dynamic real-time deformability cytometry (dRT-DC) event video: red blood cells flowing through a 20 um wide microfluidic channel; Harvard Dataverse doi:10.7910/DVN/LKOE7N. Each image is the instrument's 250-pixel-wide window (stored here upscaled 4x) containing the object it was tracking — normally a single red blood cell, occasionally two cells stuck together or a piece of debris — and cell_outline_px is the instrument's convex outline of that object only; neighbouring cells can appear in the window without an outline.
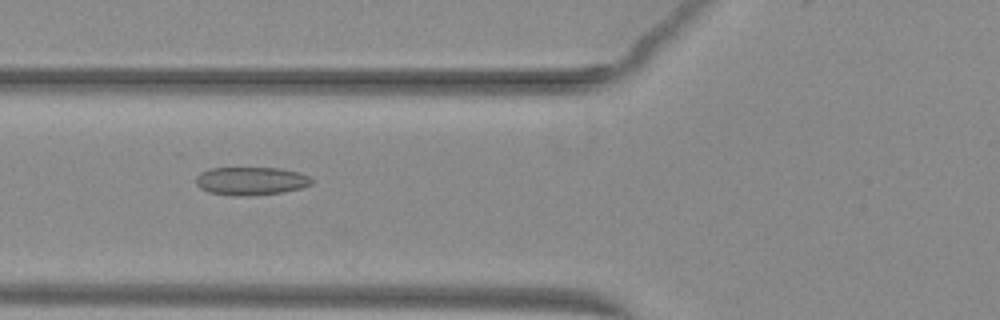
{"species": "common noctule bat (a hibernating species)", "species_latin": "Nyctalus noctula", "temperature_condition": "warm", "stored_images_in_passage": 42, "camera_frame_rate_fps": 3000, "um_per_image_px": 0.085, "animal": {"sex": "female", "body_mass_g": 29.2, "forearm_length_mm": 56.3}, "frame": {"image": 1, "passage_image": 11, "time_ms": 3.333, "image_size_px": [1000, 320], "cell_outline_px": [[312, 184], [300, 188], [280, 192], [248, 196], [240, 196], [208, 192], [200, 188], [196, 184], [196, 176], [200, 172], [212, 168], [280, 168], [300, 172], [308, 176], [312, 180]], "centroid_in_image_um": [21.31, 15.37], "position_along_channel_um": 104.5, "area_um2": 18.9}}
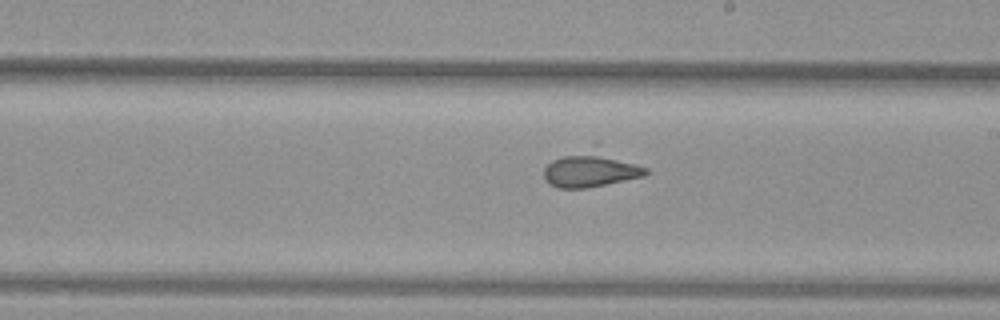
{"frame": {"image": 2, "passage_image": 21, "time_ms": 6.667, "image_size_px": [1000, 320], "cell_outline_px": [[648, 172], [644, 176], [588, 188], [556, 188], [548, 184], [544, 180], [544, 168], [552, 160], [596, 140], [648, 168]], "centroid_in_image_um": [50.29, 14.26], "position_along_channel_um": 238.7, "area_um2": 23.12}}
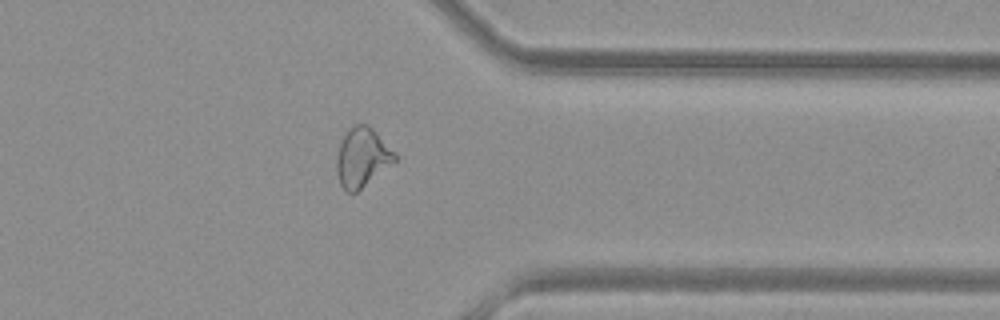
{"frame": {"image": 3, "passage_image": 32, "time_ms": 10.333, "image_size_px": [1000, 320], "cell_outline_px": [[396, 160], [356, 192], [348, 192], [340, 184], [336, 172], [336, 156], [340, 144], [344, 136], [356, 124], [368, 124], [396, 152]], "centroid_in_image_um": [30.78, 13.37], "position_along_channel_um": 380.6, "area_um2": 19.65}, "authors_computed_cell_mechanics": {"area_um2": 20.6346, "velocity_mm_per_s": 4.0435, "shape_relaxation_time_tau1_ms": null, "shape_relaxation_time_tau2_ms": 0.8583, "deformation_change_tau1": null, "deformation_change_tau2": 0.0864}}